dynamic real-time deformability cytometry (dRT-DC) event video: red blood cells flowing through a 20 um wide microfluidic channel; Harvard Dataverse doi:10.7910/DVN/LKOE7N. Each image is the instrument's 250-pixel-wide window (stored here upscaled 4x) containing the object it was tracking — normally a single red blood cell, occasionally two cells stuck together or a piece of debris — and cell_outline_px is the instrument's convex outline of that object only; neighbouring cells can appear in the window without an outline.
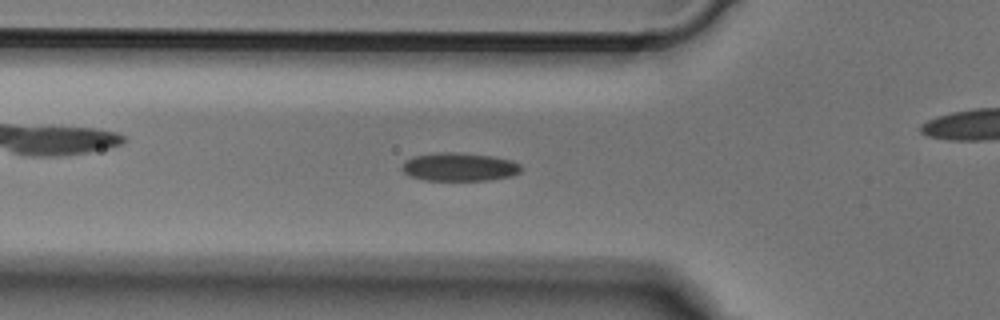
{"species": "Egyptian fruit bat (a non-hibernating species)", "species_latin": "Rousettus aegyptiacus", "temperature_condition": "cold", "stored_images_in_passage": 44, "camera_frame_rate_fps": 3000, "um_per_image_px": 0.085, "animal": {"sex": "male"}, "frame": {"image": 1, "passage_image": 10, "time_ms": 3.0, "image_size_px": [1000, 320], "cell_outline_px": [[520, 172], [512, 176], [488, 180], [424, 180], [408, 176], [400, 168], [404, 160], [412, 156], [440, 152], [456, 152], [492, 156], [508, 160], [520, 164]], "centroid_in_image_um": [38.97, 14.19], "position_along_channel_um": 86.8, "area_um2": 19.71}}
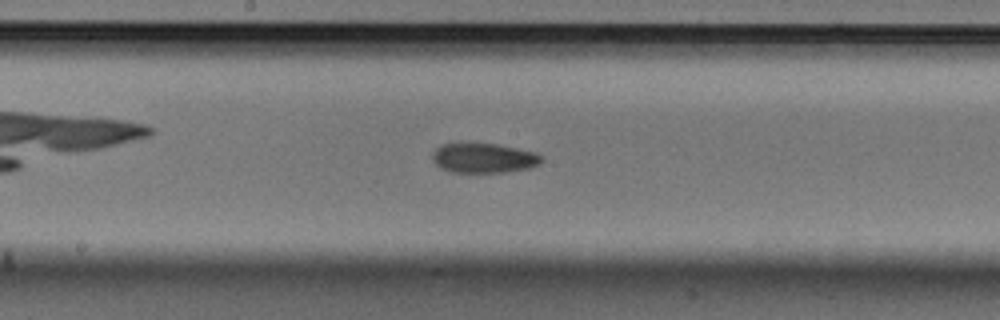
{"frame": {"image": 2, "passage_image": 19, "time_ms": 6.0, "image_size_px": [1000, 320], "cell_outline_px": [[544, 160], [540, 164], [532, 168], [504, 172], [452, 172], [440, 168], [432, 160], [432, 152], [436, 148], [444, 144], [496, 144], [536, 152], [544, 156]], "centroid_in_image_um": [41.17, 13.45], "position_along_channel_um": 207.0, "area_um2": 18.96}}
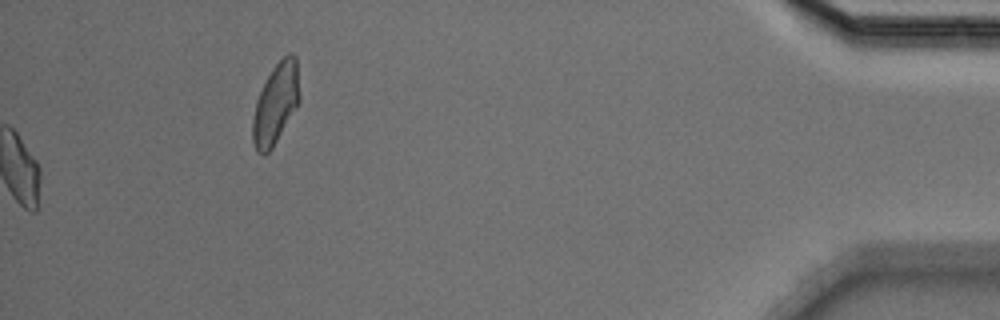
{"frame": {"image": 3, "passage_image": 44, "time_ms": 14.333, "image_size_px": [1000, 320], "cell_outline_px": [[300, 100], [272, 148], [264, 156], [260, 156], [256, 152], [252, 140], [252, 120], [256, 100], [272, 68], [288, 52], [292, 52], [296, 56], [300, 96]], "centroid_in_image_um": [23.42, 8.83], "position_along_channel_um": 411.8, "area_um2": 21.96}}